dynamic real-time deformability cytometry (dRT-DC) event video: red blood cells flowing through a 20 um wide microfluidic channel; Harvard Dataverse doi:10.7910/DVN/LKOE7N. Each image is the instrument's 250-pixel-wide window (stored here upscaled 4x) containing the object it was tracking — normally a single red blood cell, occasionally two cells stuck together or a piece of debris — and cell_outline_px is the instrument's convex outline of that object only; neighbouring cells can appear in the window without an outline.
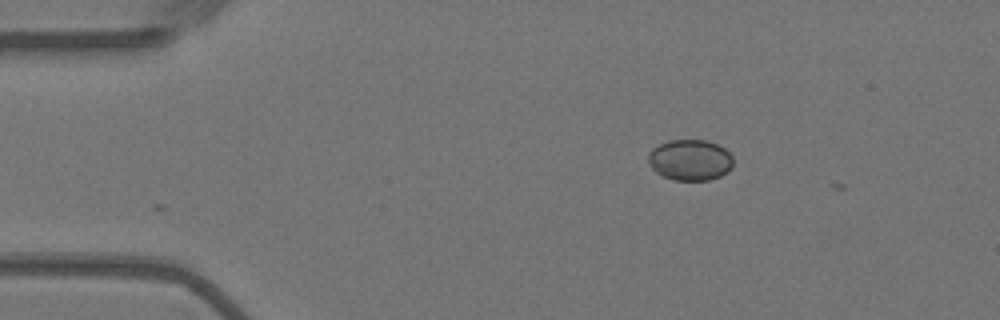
{"species": "Egyptian fruit bat (a non-hibernating species)", "species_latin": "Rousettus aegyptiacus", "temperature_condition": "warm", "stored_images_in_passage": 2, "camera_frame_rate_fps": 3000, "um_per_image_px": 0.085, "animal": {"sex": "female"}, "frame": {"image": 1, "passage_image": 1, "time_ms": 0.0, "image_size_px": [1000, 320], "cell_outline_px": [[732, 168], [728, 172], [720, 176], [708, 180], [676, 180], [664, 176], [656, 172], [648, 164], [648, 152], [652, 148], [668, 140], [708, 140], [724, 148], [732, 156]], "centroid_in_image_um": [58.65, 13.59], "position_along_channel_um": 26.4, "area_um2": 20.35}}